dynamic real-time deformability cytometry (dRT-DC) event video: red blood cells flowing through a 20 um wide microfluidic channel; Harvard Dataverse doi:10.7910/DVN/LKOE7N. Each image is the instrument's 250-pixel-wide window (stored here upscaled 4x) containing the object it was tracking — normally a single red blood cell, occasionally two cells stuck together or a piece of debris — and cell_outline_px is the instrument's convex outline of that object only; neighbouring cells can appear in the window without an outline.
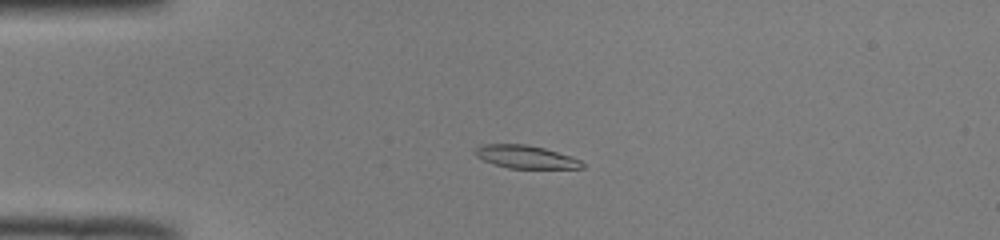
{"species": "common noctule bat (a hibernating species)", "species_latin": "Nyctalus noctula", "temperature_condition": "room temperature", "stored_images_in_passage": 52, "camera_frame_rate_fps": 3000, "um_per_image_px": 0.085, "animal": {"sex": "male", "body_mass_g": 19.0, "forearm_length_mm": 50.8}, "frame": {"image": 1, "passage_image": 13, "time_ms": 4.0, "image_size_px": [1000, 240], "cell_outline_px": [[584, 168], [508, 168], [484, 160], [476, 156], [476, 148], [480, 144], [524, 144], [544, 148], [580, 160], [584, 164]], "centroid_in_image_um": [44.67, 13.33], "position_along_channel_um": 40.3, "area_um2": 13.99}}
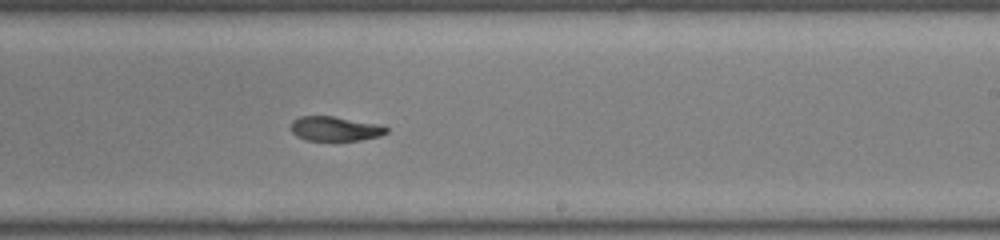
{"frame": {"image": 2, "passage_image": 32, "time_ms": 10.333, "image_size_px": [1000, 240], "cell_outline_px": [[388, 132], [380, 136], [360, 140], [304, 140], [296, 136], [292, 132], [292, 120], [300, 116], [332, 116], [376, 124], [388, 128]], "centroid_in_image_um": [28.45, 10.94], "position_along_channel_um": 260.5, "area_um2": 13.47}}
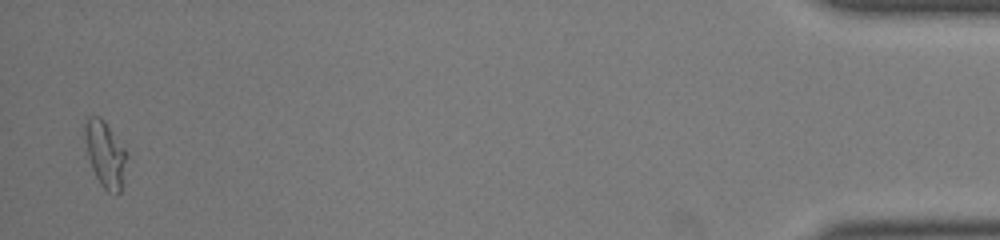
{"frame": {"image": 3, "passage_image": 51, "time_ms": 16.667, "image_size_px": [1000, 240], "cell_outline_px": [[128, 152], [124, 184], [120, 192], [108, 192], [100, 184], [92, 168], [88, 156], [84, 132], [84, 124], [88, 116], [100, 116], [104, 120]], "centroid_in_image_um": [8.98, 13.1], "position_along_channel_um": 426.2, "area_um2": 16.3}, "authors_computed_cell_mechanics": {"area_um2": 15.0858, "velocity_mm_per_s": 3.9609, "shape_relaxation_time_tau1_ms": null, "shape_relaxation_time_tau2_ms": 3.4119, "deformation_change_tau1": null, "deformation_change_tau2": 0.0907}}